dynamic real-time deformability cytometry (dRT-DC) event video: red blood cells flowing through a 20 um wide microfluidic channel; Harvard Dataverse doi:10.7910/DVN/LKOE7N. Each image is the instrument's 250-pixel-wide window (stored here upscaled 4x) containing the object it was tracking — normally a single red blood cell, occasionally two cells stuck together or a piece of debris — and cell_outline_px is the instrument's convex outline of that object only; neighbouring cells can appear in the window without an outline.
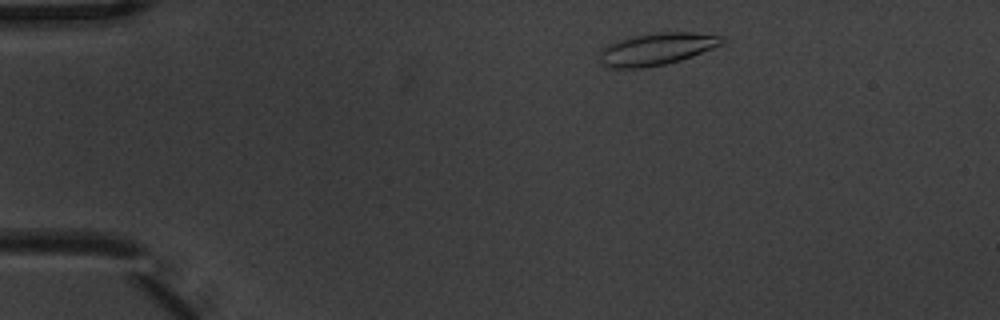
{"species": "common noctule bat (a hibernating species)", "species_latin": "Nyctalus noctula", "temperature_condition": "warm", "stored_images_in_passage": 4, "camera_frame_rate_fps": 3000, "um_per_image_px": 0.085, "animal": {"sex": "male", "body_mass_g": 20.1, "forearm_length_mm": 53.5}, "frame": {"image": 1, "passage_image": 2, "time_ms": 0.333, "image_size_px": [1000, 320], "cell_outline_px": [[728, 40], [724, 44], [692, 56], [680, 60], [664, 64], [640, 68], [608, 68], [600, 60], [600, 52], [608, 44], [632, 36], [660, 32], [692, 32], [724, 36]], "centroid_in_image_um": [55.88, 4.15], "position_along_channel_um": 29.1, "area_um2": 22.89}}